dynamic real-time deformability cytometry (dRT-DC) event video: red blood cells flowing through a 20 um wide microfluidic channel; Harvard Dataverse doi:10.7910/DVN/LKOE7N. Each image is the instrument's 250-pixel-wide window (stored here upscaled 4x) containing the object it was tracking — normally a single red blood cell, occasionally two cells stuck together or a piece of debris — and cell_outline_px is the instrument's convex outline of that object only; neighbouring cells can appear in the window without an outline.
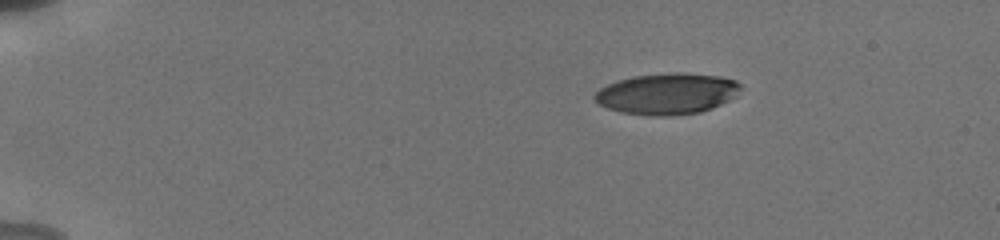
{"species": "human", "species_latin": "Homo sapiens", "temperature_condition": "cold", "stored_images_in_passage": 59, "camera_frame_rate_fps": 3000, "um_per_image_px": 0.085, "donor": {"sex": "male"}, "frame": {"image": 1, "passage_image": 1, "time_ms": 0.0, "image_size_px": [1000, 240], "cell_outline_px": [[740, 88], [736, 96], [712, 108], [700, 112], [668, 116], [648, 116], [620, 112], [608, 108], [600, 104], [592, 96], [600, 88], [608, 84], [632, 76], [672, 72], [684, 72], [720, 76], [736, 80], [740, 84]], "centroid_in_image_um": [56.71, 7.96], "position_along_channel_um": 28.3, "area_um2": 35.08}}
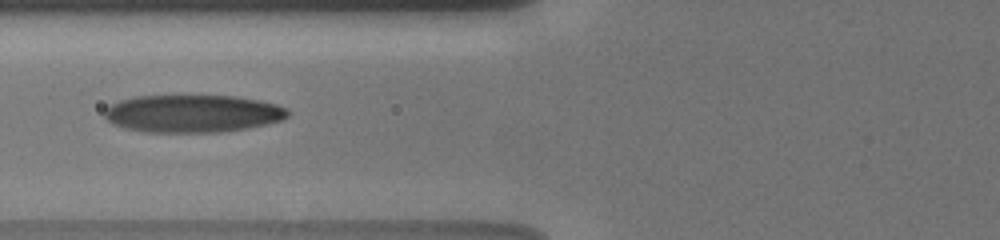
{"frame": {"image": 2, "passage_image": 12, "time_ms": 4.667, "image_size_px": [1000, 240], "cell_outline_px": [[288, 116], [284, 120], [248, 128], [220, 132], [148, 132], [124, 128], [112, 124], [104, 116], [104, 108], [120, 100], [136, 96], [236, 96], [260, 100], [276, 104], [288, 108]], "centroid_in_image_um": [16.38, 9.65], "position_along_channel_um": 109.4, "area_um2": 40.34}}
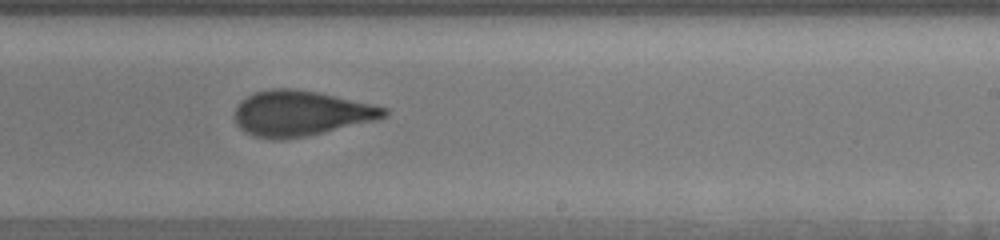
{"frame": {"image": 3, "passage_image": 30, "time_ms": 8.667, "image_size_px": [1000, 240], "cell_outline_px": [[388, 116], [376, 120], [308, 136], [284, 140], [272, 140], [252, 136], [244, 132], [236, 124], [236, 108], [240, 100], [256, 92], [272, 88], [292, 88], [316, 92], [372, 104], [388, 108]], "centroid_in_image_um": [25.55, 9.65], "position_along_channel_um": 263.4, "area_um2": 39.54}, "authors_computed_cell_mechanics": {"area_um2": 38.8994, "velocity_mm_per_s": 3.8541, "shape_relaxation_time_tau1_ms": 3.7659, "shape_relaxation_time_tau2_ms": 1.2738, "deformation_change_tau1": 0.1763, "deformation_change_tau2": 0.0803}}